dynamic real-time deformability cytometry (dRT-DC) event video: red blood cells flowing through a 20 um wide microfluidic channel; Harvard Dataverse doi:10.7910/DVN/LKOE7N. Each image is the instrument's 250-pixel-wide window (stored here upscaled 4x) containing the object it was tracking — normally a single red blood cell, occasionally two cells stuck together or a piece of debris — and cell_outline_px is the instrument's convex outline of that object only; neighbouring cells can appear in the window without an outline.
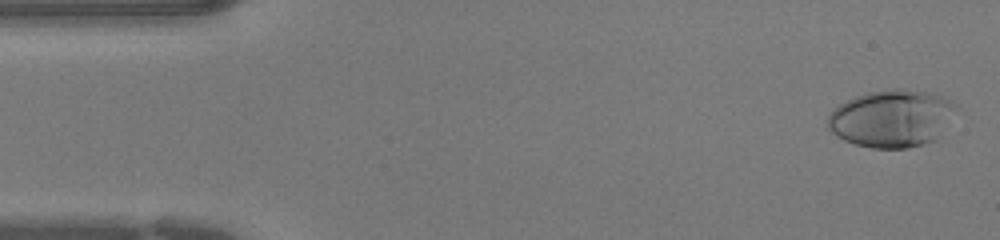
{"species": "human", "species_latin": "Homo sapiens", "temperature_condition": "warm", "stored_images_in_passage": 45, "camera_frame_rate_fps": 3000, "um_per_image_px": 0.085, "donor": {"sex": "female"}, "frame": {"image": 1, "passage_image": 2, "time_ms": 0.333, "image_size_px": [1000, 240], "cell_outline_px": [[956, 104], [936, 140], [924, 144], [908, 148], [872, 148], [856, 144], [844, 140], [836, 136], [828, 128], [828, 116], [840, 104], [856, 96], [868, 92], [892, 88], [896, 88], [924, 92], [940, 96]], "centroid_in_image_um": [75.73, 10.08], "position_along_channel_um": 9.3, "area_um2": 42.08}}
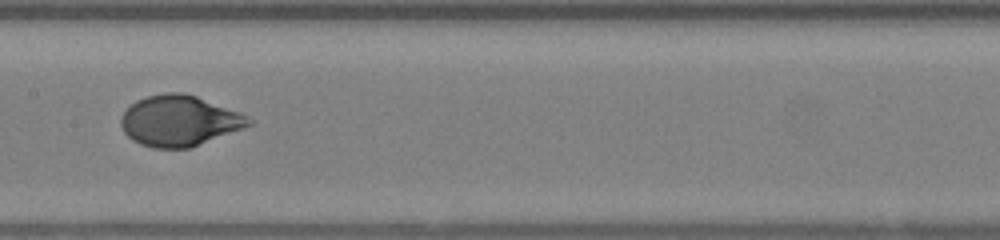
{"frame": {"image": 2, "passage_image": 22, "time_ms": 7.0, "image_size_px": [1000, 240], "cell_outline_px": [[256, 124], [188, 148], [152, 148], [140, 144], [132, 140], [124, 132], [120, 124], [120, 120], [124, 112], [136, 100], [148, 96], [168, 92], [184, 92], [196, 96], [240, 112], [256, 120]], "centroid_in_image_um": [15.28, 10.27], "position_along_channel_um": 192.1, "area_um2": 37.86}}
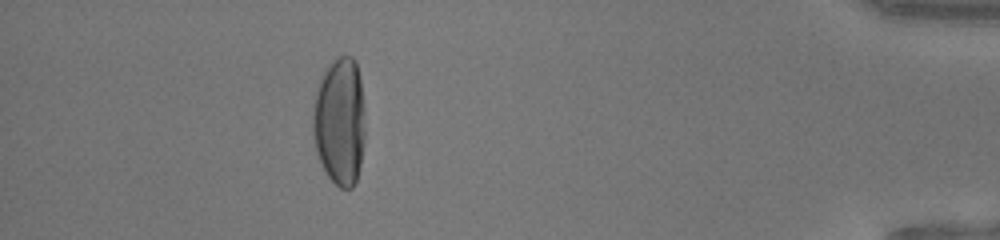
{"frame": {"image": 3, "passage_image": 40, "time_ms": 13.0, "image_size_px": [1000, 240], "cell_outline_px": [[364, 144], [360, 168], [356, 180], [352, 188], [340, 188], [328, 176], [316, 152], [312, 136], [312, 112], [316, 88], [320, 76], [332, 60], [340, 56], [352, 56], [356, 60], [360, 80], [364, 108]], "centroid_in_image_um": [28.86, 10.3], "position_along_channel_um": 406.3, "area_um2": 39.54}}